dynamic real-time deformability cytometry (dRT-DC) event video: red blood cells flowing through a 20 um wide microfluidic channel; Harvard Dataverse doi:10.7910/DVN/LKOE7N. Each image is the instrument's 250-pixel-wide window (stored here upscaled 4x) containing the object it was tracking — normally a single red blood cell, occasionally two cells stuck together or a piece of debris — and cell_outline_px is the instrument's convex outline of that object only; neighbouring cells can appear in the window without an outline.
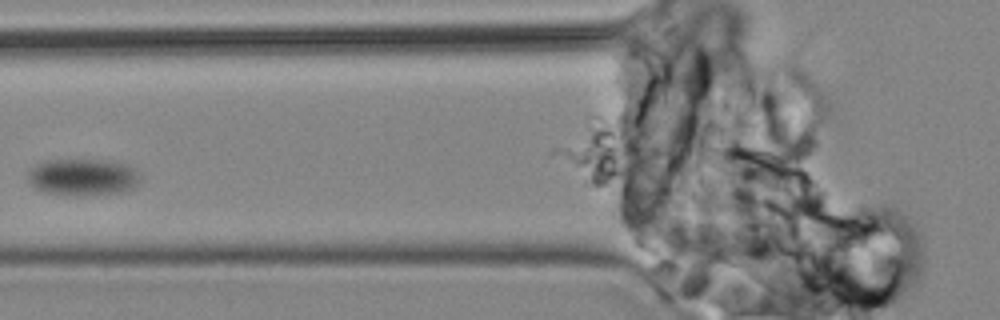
{"species": "common noctule bat (a hibernating species)", "species_latin": "Nyctalus noctula", "temperature_condition": "cold", "stored_images_in_passage": 6, "camera_frame_rate_fps": 3000, "um_per_image_px": 0.085, "animal": {"sex": "male", "body_mass_g": 19.2, "forearm_length_mm": 51.8}, "frame": {"image": 1, "passage_image": 3, "time_ms": 2.333, "image_size_px": [1000, 320], "cell_outline_px": [[140, 180], [132, 188], [124, 192], [40, 192], [32, 188], [28, 180], [28, 168], [44, 160], [108, 160], [128, 164], [136, 168], [140, 176]], "centroid_in_image_um": [7.02, 14.98], "position_along_channel_um": 118.8, "area_um2": 23.52}}
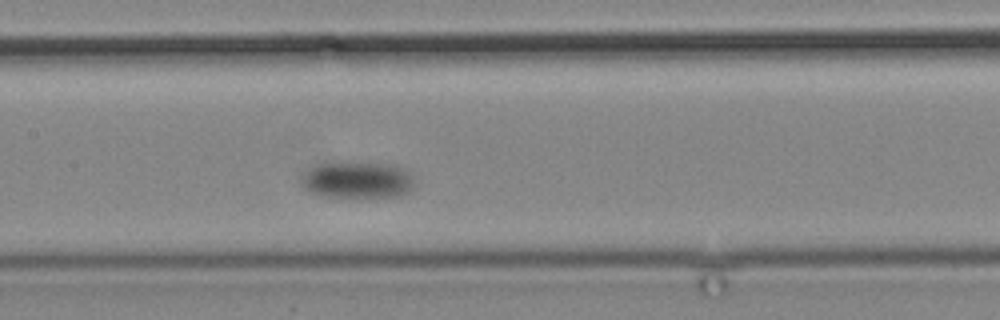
{"frame": {"image": 2, "passage_image": 5, "time_ms": 5.0, "image_size_px": [1000, 320], "cell_outline_px": [[412, 188], [408, 192], [400, 196], [320, 196], [304, 188], [300, 184], [300, 176], [304, 172], [316, 164], [348, 160], [396, 164], [404, 168], [412, 176]], "centroid_in_image_um": [30.33, 15.24], "position_along_channel_um": 177.1, "area_um2": 24.8}}